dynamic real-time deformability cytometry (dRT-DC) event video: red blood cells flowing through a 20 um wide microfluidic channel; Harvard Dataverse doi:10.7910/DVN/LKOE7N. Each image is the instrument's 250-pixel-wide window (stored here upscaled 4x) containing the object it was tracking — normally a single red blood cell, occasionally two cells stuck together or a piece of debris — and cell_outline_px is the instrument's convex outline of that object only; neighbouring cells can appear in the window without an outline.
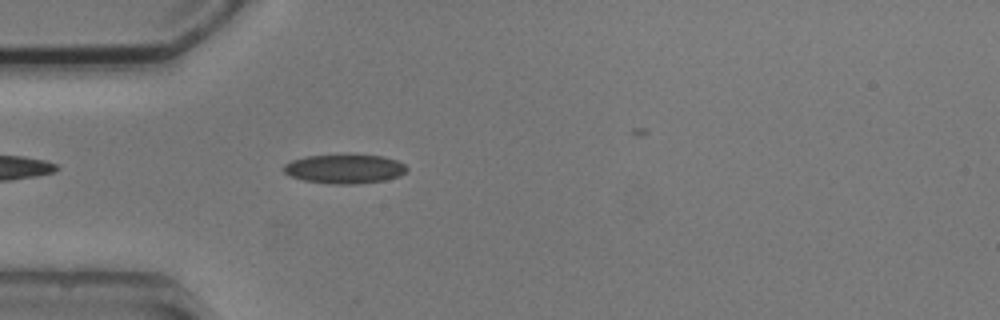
{"species": "common noctule bat (a hibernating species)", "species_latin": "Nyctalus noctula", "temperature_condition": "cold", "stored_images_in_passage": 4, "camera_frame_rate_fps": 3000, "um_per_image_px": 0.085, "animal": {"sex": "male", "body_mass_g": 20.5, "forearm_length_mm": 52.5}, "frame": {"image": 1, "passage_image": 3, "time_ms": 2.333, "image_size_px": [1000, 320], "cell_outline_px": [[408, 168], [400, 176], [384, 180], [356, 184], [332, 184], [304, 180], [292, 176], [284, 172], [284, 164], [292, 160], [308, 156], [384, 156], [396, 160], [404, 164]], "centroid_in_image_um": [29.31, 14.37], "position_along_channel_um": 55.7, "area_um2": 20.4}}